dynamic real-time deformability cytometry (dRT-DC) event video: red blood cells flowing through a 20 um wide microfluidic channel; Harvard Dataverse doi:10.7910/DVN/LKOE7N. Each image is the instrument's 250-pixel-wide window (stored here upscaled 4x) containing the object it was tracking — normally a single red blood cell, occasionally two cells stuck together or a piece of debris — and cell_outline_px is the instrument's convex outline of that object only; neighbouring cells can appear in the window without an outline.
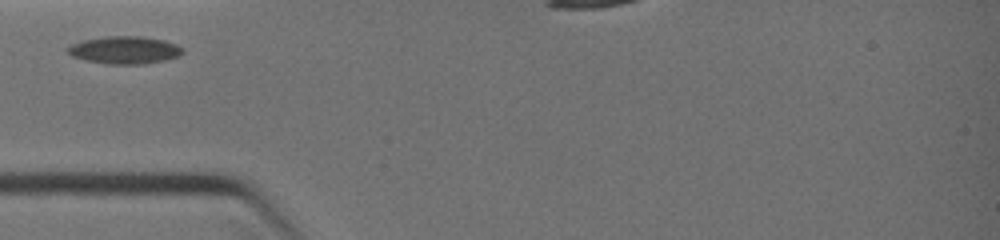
{"species": "common noctule bat (a hibernating species)", "species_latin": "Nyctalus noctula", "temperature_condition": "warm", "stored_images_in_passage": 3, "segment_of_instrument_passage": [1, 2], "camera_frame_rate_fps": 3000, "um_per_image_px": 0.085, "animal": {"sex": "female", "body_mass_g": 19.0, "forearm_length_mm": 51.5}, "frame": {"image": 1, "passage_image": 1, "time_ms": 0.0, "image_size_px": [1000, 240], "cell_outline_px": [[184, 52], [180, 56], [164, 60], [140, 64], [108, 64], [84, 60], [72, 56], [64, 52], [64, 48], [72, 44], [84, 40], [104, 36], [140, 36], [164, 40], [176, 44], [184, 48]], "centroid_in_image_um": [10.56, 4.25], "position_along_channel_um": 74.4, "area_um2": 18.67}}